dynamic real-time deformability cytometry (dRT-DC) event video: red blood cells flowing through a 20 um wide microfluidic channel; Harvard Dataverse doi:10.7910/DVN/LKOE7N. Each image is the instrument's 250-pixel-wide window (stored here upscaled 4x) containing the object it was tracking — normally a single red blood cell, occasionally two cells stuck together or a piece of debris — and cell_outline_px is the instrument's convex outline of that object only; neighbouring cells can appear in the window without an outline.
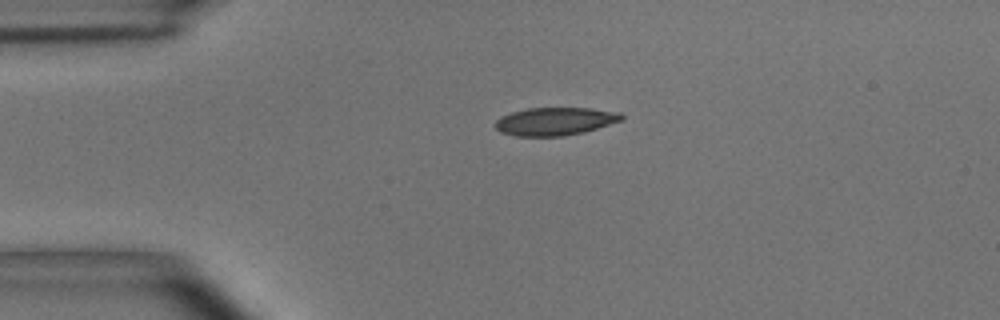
{"species": "common noctule bat (a hibernating species)", "species_latin": "Nyctalus noctula", "temperature_condition": "room temperature", "stored_images_in_passage": 38, "camera_frame_rate_fps": 3000, "um_per_image_px": 0.085, "animal": {"sex": "male", "body_mass_g": 15.6}, "frame": {"image": 1, "passage_image": 1, "time_ms": 0.0, "image_size_px": [1000, 320], "cell_outline_px": [[624, 120], [584, 132], [564, 136], [516, 136], [500, 132], [496, 128], [496, 120], [500, 116], [512, 112], [528, 108], [592, 108], [620, 112], [624, 116]], "centroid_in_image_um": [47.21, 10.31], "position_along_channel_um": 37.8, "area_um2": 20.69}}
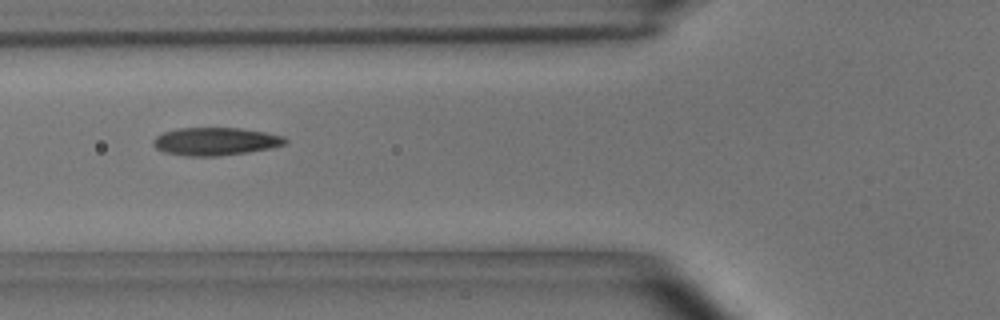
{"frame": {"image": 2, "passage_image": 9, "time_ms": 2.667, "image_size_px": [1000, 320], "cell_outline_px": [[288, 140], [284, 144], [272, 148], [248, 152], [220, 156], [188, 156], [164, 152], [156, 148], [152, 144], [152, 140], [156, 136], [164, 132], [176, 128], [240, 128], [264, 132], [284, 136]], "centroid_in_image_um": [18.3, 12.02], "position_along_channel_um": 107.5, "area_um2": 21.5}}
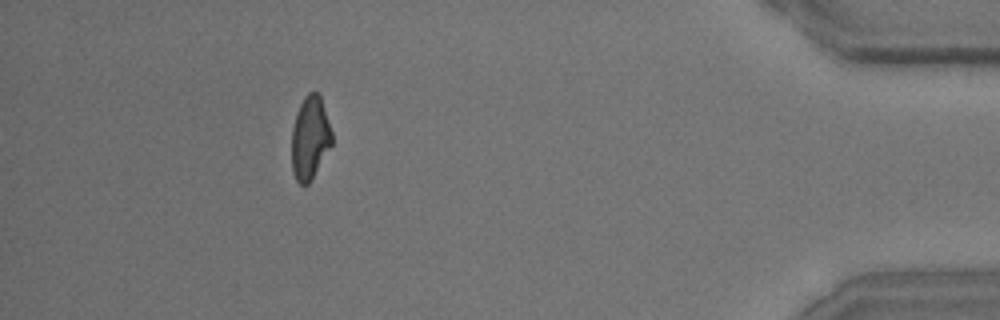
{"frame": {"image": 3, "passage_image": 38, "time_ms": 12.333, "image_size_px": [1000, 320], "cell_outline_px": [[332, 144], [308, 184], [300, 184], [296, 180], [292, 172], [292, 128], [296, 112], [304, 96], [308, 92], [316, 92], [320, 96], [332, 132]], "centroid_in_image_um": [26.33, 11.71], "position_along_channel_um": 408.9, "area_um2": 19.31}, "authors_computed_cell_mechanics": {"area_um2": 20.7791, "velocity_mm_per_s": 3.6829, "shape_relaxation_time_tau1_ms": 4.4051, "shape_relaxation_time_tau2_ms": 1.83, "deformation_change_tau1": 0.1665, "deformation_change_tau2": 0.0837}}